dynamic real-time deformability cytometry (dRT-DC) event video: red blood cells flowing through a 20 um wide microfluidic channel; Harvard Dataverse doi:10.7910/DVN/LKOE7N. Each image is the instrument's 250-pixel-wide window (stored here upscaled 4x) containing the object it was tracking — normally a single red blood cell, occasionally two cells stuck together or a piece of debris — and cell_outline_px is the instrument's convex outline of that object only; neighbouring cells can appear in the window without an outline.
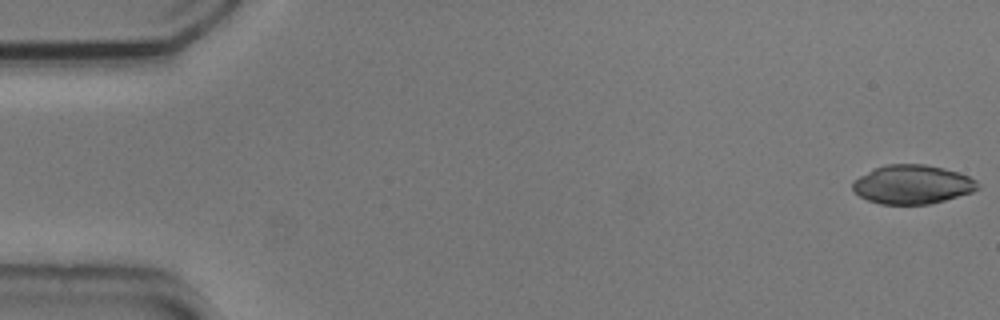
{"species": "common noctule bat (a hibernating species)", "species_latin": "Nyctalus noctula", "temperature_condition": "cold", "stored_images_in_passage": 15, "camera_frame_rate_fps": 3000, "um_per_image_px": 0.085, "animal": {"sex": "male", "body_mass_g": 20.5, "forearm_length_mm": 52.5}, "frame": {"image": 1, "passage_image": 1, "time_ms": 0.0, "image_size_px": [1000, 320], "cell_outline_px": [[980, 188], [972, 192], [944, 200], [928, 204], [880, 204], [868, 200], [860, 196], [852, 188], [852, 184], [860, 176], [876, 168], [888, 164], [924, 164], [956, 172], [968, 176], [976, 180], [980, 184]], "centroid_in_image_um": [77.57, 15.69], "position_along_channel_um": 7.4, "area_um2": 27.98}}
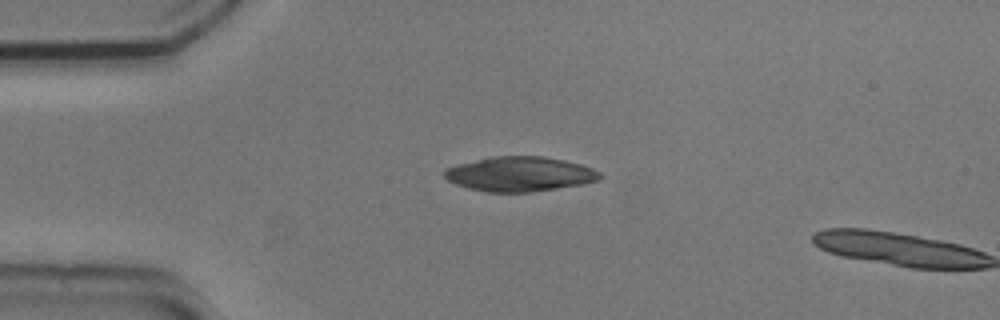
{"frame": {"image": 2, "passage_image": 13, "time_ms": 4.0, "image_size_px": [1000, 320], "cell_outline_px": [[604, 176], [600, 180], [580, 184], [532, 192], [488, 192], [468, 188], [456, 184], [448, 180], [444, 176], [444, 168], [456, 164], [492, 156], [544, 156], [564, 160], [580, 164], [592, 168], [600, 172]], "centroid_in_image_um": [44.17, 14.79], "position_along_channel_um": 40.8, "area_um2": 31.5}}